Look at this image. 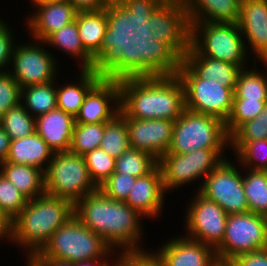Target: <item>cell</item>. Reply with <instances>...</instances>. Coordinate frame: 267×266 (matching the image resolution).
<instances>
[{
    "label": "cell",
    "instance_id": "1f68e13d",
    "mask_svg": "<svg viewBox=\"0 0 267 266\" xmlns=\"http://www.w3.org/2000/svg\"><path fill=\"white\" fill-rule=\"evenodd\" d=\"M0 126L11 140L22 139L36 132L35 117L25 109L22 102L4 113L0 118Z\"/></svg>",
    "mask_w": 267,
    "mask_h": 266
},
{
    "label": "cell",
    "instance_id": "ab89813d",
    "mask_svg": "<svg viewBox=\"0 0 267 266\" xmlns=\"http://www.w3.org/2000/svg\"><path fill=\"white\" fill-rule=\"evenodd\" d=\"M260 139H267V105L257 117L242 124L230 136V142H252Z\"/></svg>",
    "mask_w": 267,
    "mask_h": 266
},
{
    "label": "cell",
    "instance_id": "7bdbcfd3",
    "mask_svg": "<svg viewBox=\"0 0 267 266\" xmlns=\"http://www.w3.org/2000/svg\"><path fill=\"white\" fill-rule=\"evenodd\" d=\"M114 266H165L155 253L149 251L119 252Z\"/></svg>",
    "mask_w": 267,
    "mask_h": 266
},
{
    "label": "cell",
    "instance_id": "d6a6232c",
    "mask_svg": "<svg viewBox=\"0 0 267 266\" xmlns=\"http://www.w3.org/2000/svg\"><path fill=\"white\" fill-rule=\"evenodd\" d=\"M245 69L239 71L233 99L267 100V77L255 67Z\"/></svg>",
    "mask_w": 267,
    "mask_h": 266
},
{
    "label": "cell",
    "instance_id": "ee69618b",
    "mask_svg": "<svg viewBox=\"0 0 267 266\" xmlns=\"http://www.w3.org/2000/svg\"><path fill=\"white\" fill-rule=\"evenodd\" d=\"M5 21L0 19V71L11 62L13 48V36ZM7 64V65H6Z\"/></svg>",
    "mask_w": 267,
    "mask_h": 266
},
{
    "label": "cell",
    "instance_id": "5b68a950",
    "mask_svg": "<svg viewBox=\"0 0 267 266\" xmlns=\"http://www.w3.org/2000/svg\"><path fill=\"white\" fill-rule=\"evenodd\" d=\"M74 216V204L64 198L44 193L29 199L22 211L10 222L8 240L26 247L31 260L52 234ZM30 254V255H29Z\"/></svg>",
    "mask_w": 267,
    "mask_h": 266
},
{
    "label": "cell",
    "instance_id": "d590c367",
    "mask_svg": "<svg viewBox=\"0 0 267 266\" xmlns=\"http://www.w3.org/2000/svg\"><path fill=\"white\" fill-rule=\"evenodd\" d=\"M242 165L248 169L267 171V139L252 142H230ZM261 153V154H260ZM263 155V156H262Z\"/></svg>",
    "mask_w": 267,
    "mask_h": 266
},
{
    "label": "cell",
    "instance_id": "52a82bcc",
    "mask_svg": "<svg viewBox=\"0 0 267 266\" xmlns=\"http://www.w3.org/2000/svg\"><path fill=\"white\" fill-rule=\"evenodd\" d=\"M244 42L237 23L191 22V47L185 55H203L242 69L248 54Z\"/></svg>",
    "mask_w": 267,
    "mask_h": 266
},
{
    "label": "cell",
    "instance_id": "f35d334b",
    "mask_svg": "<svg viewBox=\"0 0 267 266\" xmlns=\"http://www.w3.org/2000/svg\"><path fill=\"white\" fill-rule=\"evenodd\" d=\"M83 156L90 177L99 188L114 173L116 159L100 148L87 152Z\"/></svg>",
    "mask_w": 267,
    "mask_h": 266
},
{
    "label": "cell",
    "instance_id": "e0dca14e",
    "mask_svg": "<svg viewBox=\"0 0 267 266\" xmlns=\"http://www.w3.org/2000/svg\"><path fill=\"white\" fill-rule=\"evenodd\" d=\"M126 121L130 147L151 154L157 160L171 145L174 121L167 119H135Z\"/></svg>",
    "mask_w": 267,
    "mask_h": 266
},
{
    "label": "cell",
    "instance_id": "484cf974",
    "mask_svg": "<svg viewBox=\"0 0 267 266\" xmlns=\"http://www.w3.org/2000/svg\"><path fill=\"white\" fill-rule=\"evenodd\" d=\"M190 22L238 23L241 0H185Z\"/></svg>",
    "mask_w": 267,
    "mask_h": 266
},
{
    "label": "cell",
    "instance_id": "60d3db41",
    "mask_svg": "<svg viewBox=\"0 0 267 266\" xmlns=\"http://www.w3.org/2000/svg\"><path fill=\"white\" fill-rule=\"evenodd\" d=\"M21 103V87L6 68L0 71V118L4 113Z\"/></svg>",
    "mask_w": 267,
    "mask_h": 266
},
{
    "label": "cell",
    "instance_id": "681fc988",
    "mask_svg": "<svg viewBox=\"0 0 267 266\" xmlns=\"http://www.w3.org/2000/svg\"><path fill=\"white\" fill-rule=\"evenodd\" d=\"M109 259H91V260H84L80 262H76L75 266H114ZM112 264V265H111Z\"/></svg>",
    "mask_w": 267,
    "mask_h": 266
},
{
    "label": "cell",
    "instance_id": "74e56055",
    "mask_svg": "<svg viewBox=\"0 0 267 266\" xmlns=\"http://www.w3.org/2000/svg\"><path fill=\"white\" fill-rule=\"evenodd\" d=\"M29 199L0 172V212L11 222Z\"/></svg>",
    "mask_w": 267,
    "mask_h": 266
},
{
    "label": "cell",
    "instance_id": "b9f144b4",
    "mask_svg": "<svg viewBox=\"0 0 267 266\" xmlns=\"http://www.w3.org/2000/svg\"><path fill=\"white\" fill-rule=\"evenodd\" d=\"M136 181V177L114 172L99 189L109 198L125 201Z\"/></svg>",
    "mask_w": 267,
    "mask_h": 266
},
{
    "label": "cell",
    "instance_id": "7c38bea8",
    "mask_svg": "<svg viewBox=\"0 0 267 266\" xmlns=\"http://www.w3.org/2000/svg\"><path fill=\"white\" fill-rule=\"evenodd\" d=\"M224 149H200L184 154L166 153L158 159L165 192L195 179L204 180L226 158ZM224 157V158H223Z\"/></svg>",
    "mask_w": 267,
    "mask_h": 266
},
{
    "label": "cell",
    "instance_id": "7402d4cb",
    "mask_svg": "<svg viewBox=\"0 0 267 266\" xmlns=\"http://www.w3.org/2000/svg\"><path fill=\"white\" fill-rule=\"evenodd\" d=\"M75 118L61 109H54L35 118V130L54 152H68Z\"/></svg>",
    "mask_w": 267,
    "mask_h": 266
},
{
    "label": "cell",
    "instance_id": "8992f818",
    "mask_svg": "<svg viewBox=\"0 0 267 266\" xmlns=\"http://www.w3.org/2000/svg\"><path fill=\"white\" fill-rule=\"evenodd\" d=\"M113 251L101 236L84 226L74 215L52 234L32 259H57L76 263L107 259Z\"/></svg>",
    "mask_w": 267,
    "mask_h": 266
},
{
    "label": "cell",
    "instance_id": "c3c4849f",
    "mask_svg": "<svg viewBox=\"0 0 267 266\" xmlns=\"http://www.w3.org/2000/svg\"><path fill=\"white\" fill-rule=\"evenodd\" d=\"M27 266H75V263L57 259H31L28 261Z\"/></svg>",
    "mask_w": 267,
    "mask_h": 266
},
{
    "label": "cell",
    "instance_id": "44dd1931",
    "mask_svg": "<svg viewBox=\"0 0 267 266\" xmlns=\"http://www.w3.org/2000/svg\"><path fill=\"white\" fill-rule=\"evenodd\" d=\"M36 12L27 22L30 34L37 41H44L50 34L75 21L78 10L70 1L61 3L32 4Z\"/></svg>",
    "mask_w": 267,
    "mask_h": 266
},
{
    "label": "cell",
    "instance_id": "ba28073f",
    "mask_svg": "<svg viewBox=\"0 0 267 266\" xmlns=\"http://www.w3.org/2000/svg\"><path fill=\"white\" fill-rule=\"evenodd\" d=\"M227 145H230V137L222 120L185 109L174 121L171 145L167 153L184 154L200 149H225Z\"/></svg>",
    "mask_w": 267,
    "mask_h": 266
},
{
    "label": "cell",
    "instance_id": "4fadbf2b",
    "mask_svg": "<svg viewBox=\"0 0 267 266\" xmlns=\"http://www.w3.org/2000/svg\"><path fill=\"white\" fill-rule=\"evenodd\" d=\"M202 184L199 193L217 203L228 215L249 211L243 175L233 162L231 164L227 159L223 160L204 178Z\"/></svg>",
    "mask_w": 267,
    "mask_h": 266
},
{
    "label": "cell",
    "instance_id": "f6af8a7d",
    "mask_svg": "<svg viewBox=\"0 0 267 266\" xmlns=\"http://www.w3.org/2000/svg\"><path fill=\"white\" fill-rule=\"evenodd\" d=\"M225 266H267V248L239 255Z\"/></svg>",
    "mask_w": 267,
    "mask_h": 266
},
{
    "label": "cell",
    "instance_id": "ac0fdd59",
    "mask_svg": "<svg viewBox=\"0 0 267 266\" xmlns=\"http://www.w3.org/2000/svg\"><path fill=\"white\" fill-rule=\"evenodd\" d=\"M155 254L165 266H221L213 247L184 236L169 240Z\"/></svg>",
    "mask_w": 267,
    "mask_h": 266
},
{
    "label": "cell",
    "instance_id": "7a4b0ae2",
    "mask_svg": "<svg viewBox=\"0 0 267 266\" xmlns=\"http://www.w3.org/2000/svg\"><path fill=\"white\" fill-rule=\"evenodd\" d=\"M119 86L122 117L175 121L185 110L183 84L170 67L126 66Z\"/></svg>",
    "mask_w": 267,
    "mask_h": 266
},
{
    "label": "cell",
    "instance_id": "4316f807",
    "mask_svg": "<svg viewBox=\"0 0 267 266\" xmlns=\"http://www.w3.org/2000/svg\"><path fill=\"white\" fill-rule=\"evenodd\" d=\"M41 44L51 45L82 59L81 69H104L83 47L76 20L50 34ZM76 56V57H75Z\"/></svg>",
    "mask_w": 267,
    "mask_h": 266
},
{
    "label": "cell",
    "instance_id": "f1b7e54d",
    "mask_svg": "<svg viewBox=\"0 0 267 266\" xmlns=\"http://www.w3.org/2000/svg\"><path fill=\"white\" fill-rule=\"evenodd\" d=\"M55 81L41 85H30L21 89V102L35 118L57 108ZM23 99V100H22ZM34 114V115H33Z\"/></svg>",
    "mask_w": 267,
    "mask_h": 266
},
{
    "label": "cell",
    "instance_id": "7dc6e473",
    "mask_svg": "<svg viewBox=\"0 0 267 266\" xmlns=\"http://www.w3.org/2000/svg\"><path fill=\"white\" fill-rule=\"evenodd\" d=\"M10 145L11 139L9 135L0 126V164L6 161Z\"/></svg>",
    "mask_w": 267,
    "mask_h": 266
},
{
    "label": "cell",
    "instance_id": "8fae6325",
    "mask_svg": "<svg viewBox=\"0 0 267 266\" xmlns=\"http://www.w3.org/2000/svg\"><path fill=\"white\" fill-rule=\"evenodd\" d=\"M267 248V217L253 212L227 216L225 235L215 248L217 260L225 266L235 257Z\"/></svg>",
    "mask_w": 267,
    "mask_h": 266
},
{
    "label": "cell",
    "instance_id": "d6986e66",
    "mask_svg": "<svg viewBox=\"0 0 267 266\" xmlns=\"http://www.w3.org/2000/svg\"><path fill=\"white\" fill-rule=\"evenodd\" d=\"M237 24L255 57L267 62V0H241Z\"/></svg>",
    "mask_w": 267,
    "mask_h": 266
},
{
    "label": "cell",
    "instance_id": "83f0119b",
    "mask_svg": "<svg viewBox=\"0 0 267 266\" xmlns=\"http://www.w3.org/2000/svg\"><path fill=\"white\" fill-rule=\"evenodd\" d=\"M0 168V172L28 199L45 193L44 173L40 169L7 161L1 163Z\"/></svg>",
    "mask_w": 267,
    "mask_h": 266
},
{
    "label": "cell",
    "instance_id": "f907efd6",
    "mask_svg": "<svg viewBox=\"0 0 267 266\" xmlns=\"http://www.w3.org/2000/svg\"><path fill=\"white\" fill-rule=\"evenodd\" d=\"M10 236V222L0 212V239L9 238Z\"/></svg>",
    "mask_w": 267,
    "mask_h": 266
},
{
    "label": "cell",
    "instance_id": "30bf717a",
    "mask_svg": "<svg viewBox=\"0 0 267 266\" xmlns=\"http://www.w3.org/2000/svg\"><path fill=\"white\" fill-rule=\"evenodd\" d=\"M181 80L184 88L185 109L227 121L233 103L235 88L222 82L196 78L180 61L170 67Z\"/></svg>",
    "mask_w": 267,
    "mask_h": 266
},
{
    "label": "cell",
    "instance_id": "5bb4252c",
    "mask_svg": "<svg viewBox=\"0 0 267 266\" xmlns=\"http://www.w3.org/2000/svg\"><path fill=\"white\" fill-rule=\"evenodd\" d=\"M197 194L186 209V234H189L185 236L215 249L224 238L228 214L214 201L198 191Z\"/></svg>",
    "mask_w": 267,
    "mask_h": 266
},
{
    "label": "cell",
    "instance_id": "ffe728a7",
    "mask_svg": "<svg viewBox=\"0 0 267 266\" xmlns=\"http://www.w3.org/2000/svg\"><path fill=\"white\" fill-rule=\"evenodd\" d=\"M165 190L158 165L148 174L136 178L124 201L143 216L153 217L162 211Z\"/></svg>",
    "mask_w": 267,
    "mask_h": 266
},
{
    "label": "cell",
    "instance_id": "603a6c76",
    "mask_svg": "<svg viewBox=\"0 0 267 266\" xmlns=\"http://www.w3.org/2000/svg\"><path fill=\"white\" fill-rule=\"evenodd\" d=\"M180 62L196 78L222 82V85L228 88H235L241 70L236 64L203 55H184Z\"/></svg>",
    "mask_w": 267,
    "mask_h": 266
},
{
    "label": "cell",
    "instance_id": "9a60e30c",
    "mask_svg": "<svg viewBox=\"0 0 267 266\" xmlns=\"http://www.w3.org/2000/svg\"><path fill=\"white\" fill-rule=\"evenodd\" d=\"M39 42V43H38ZM29 44H15L11 63V76L22 88L30 85L47 84L56 79L57 64L53 55L40 46V42ZM39 44V45H38Z\"/></svg>",
    "mask_w": 267,
    "mask_h": 266
},
{
    "label": "cell",
    "instance_id": "277c9868",
    "mask_svg": "<svg viewBox=\"0 0 267 266\" xmlns=\"http://www.w3.org/2000/svg\"><path fill=\"white\" fill-rule=\"evenodd\" d=\"M75 20L84 49L104 69L126 67L124 0L98 11H78Z\"/></svg>",
    "mask_w": 267,
    "mask_h": 266
},
{
    "label": "cell",
    "instance_id": "d4e9b609",
    "mask_svg": "<svg viewBox=\"0 0 267 266\" xmlns=\"http://www.w3.org/2000/svg\"><path fill=\"white\" fill-rule=\"evenodd\" d=\"M80 81L56 89L57 108L74 118L88 92L109 72L107 69H81Z\"/></svg>",
    "mask_w": 267,
    "mask_h": 266
},
{
    "label": "cell",
    "instance_id": "f546056e",
    "mask_svg": "<svg viewBox=\"0 0 267 266\" xmlns=\"http://www.w3.org/2000/svg\"><path fill=\"white\" fill-rule=\"evenodd\" d=\"M248 170L243 188L249 211L267 217V171Z\"/></svg>",
    "mask_w": 267,
    "mask_h": 266
},
{
    "label": "cell",
    "instance_id": "8d00e7d4",
    "mask_svg": "<svg viewBox=\"0 0 267 266\" xmlns=\"http://www.w3.org/2000/svg\"><path fill=\"white\" fill-rule=\"evenodd\" d=\"M267 100L233 99L230 115L225 122L229 137L244 123L253 120L266 107Z\"/></svg>",
    "mask_w": 267,
    "mask_h": 266
},
{
    "label": "cell",
    "instance_id": "6da1fadb",
    "mask_svg": "<svg viewBox=\"0 0 267 266\" xmlns=\"http://www.w3.org/2000/svg\"><path fill=\"white\" fill-rule=\"evenodd\" d=\"M127 67H171L191 47V22L182 1L124 0Z\"/></svg>",
    "mask_w": 267,
    "mask_h": 266
},
{
    "label": "cell",
    "instance_id": "836d02e7",
    "mask_svg": "<svg viewBox=\"0 0 267 266\" xmlns=\"http://www.w3.org/2000/svg\"><path fill=\"white\" fill-rule=\"evenodd\" d=\"M99 148L115 159L130 148L126 121L120 114L104 123V135Z\"/></svg>",
    "mask_w": 267,
    "mask_h": 266
},
{
    "label": "cell",
    "instance_id": "2e32d148",
    "mask_svg": "<svg viewBox=\"0 0 267 266\" xmlns=\"http://www.w3.org/2000/svg\"><path fill=\"white\" fill-rule=\"evenodd\" d=\"M111 103H113L112 106H110ZM119 112L120 86L118 69L115 71H109L88 92L78 115L75 117V123H107L113 120Z\"/></svg>",
    "mask_w": 267,
    "mask_h": 266
},
{
    "label": "cell",
    "instance_id": "9c48e42d",
    "mask_svg": "<svg viewBox=\"0 0 267 266\" xmlns=\"http://www.w3.org/2000/svg\"><path fill=\"white\" fill-rule=\"evenodd\" d=\"M99 188L92 181L84 156L68 152L54 153L44 172L45 193L64 198L74 205Z\"/></svg>",
    "mask_w": 267,
    "mask_h": 266
},
{
    "label": "cell",
    "instance_id": "cb8c5ba5",
    "mask_svg": "<svg viewBox=\"0 0 267 266\" xmlns=\"http://www.w3.org/2000/svg\"><path fill=\"white\" fill-rule=\"evenodd\" d=\"M53 154L54 152L49 148L47 143L37 132H34L25 138L11 140L6 161L32 166L40 169L44 173Z\"/></svg>",
    "mask_w": 267,
    "mask_h": 266
},
{
    "label": "cell",
    "instance_id": "4dcf8cb0",
    "mask_svg": "<svg viewBox=\"0 0 267 266\" xmlns=\"http://www.w3.org/2000/svg\"><path fill=\"white\" fill-rule=\"evenodd\" d=\"M158 165L151 154L129 148L115 160L114 172L136 178L150 173Z\"/></svg>",
    "mask_w": 267,
    "mask_h": 266
},
{
    "label": "cell",
    "instance_id": "3957f363",
    "mask_svg": "<svg viewBox=\"0 0 267 266\" xmlns=\"http://www.w3.org/2000/svg\"><path fill=\"white\" fill-rule=\"evenodd\" d=\"M74 215L112 250L115 246L123 248L120 252L143 251L138 246L143 231L141 214L124 201L113 200L98 189L74 205Z\"/></svg>",
    "mask_w": 267,
    "mask_h": 266
},
{
    "label": "cell",
    "instance_id": "e575fe53",
    "mask_svg": "<svg viewBox=\"0 0 267 266\" xmlns=\"http://www.w3.org/2000/svg\"><path fill=\"white\" fill-rule=\"evenodd\" d=\"M103 135L104 123H75L69 151L83 156L87 152L99 148Z\"/></svg>",
    "mask_w": 267,
    "mask_h": 266
},
{
    "label": "cell",
    "instance_id": "bcb514c9",
    "mask_svg": "<svg viewBox=\"0 0 267 266\" xmlns=\"http://www.w3.org/2000/svg\"><path fill=\"white\" fill-rule=\"evenodd\" d=\"M78 11H98L110 6L115 0H69Z\"/></svg>",
    "mask_w": 267,
    "mask_h": 266
},
{
    "label": "cell",
    "instance_id": "816d5d0a",
    "mask_svg": "<svg viewBox=\"0 0 267 266\" xmlns=\"http://www.w3.org/2000/svg\"><path fill=\"white\" fill-rule=\"evenodd\" d=\"M69 0H31L33 4H45V3H61Z\"/></svg>",
    "mask_w": 267,
    "mask_h": 266
}]
</instances>
